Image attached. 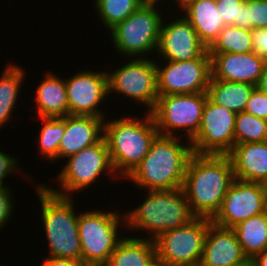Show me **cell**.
Instances as JSON below:
<instances>
[{
	"label": "cell",
	"instance_id": "8fae6325",
	"mask_svg": "<svg viewBox=\"0 0 267 266\" xmlns=\"http://www.w3.org/2000/svg\"><path fill=\"white\" fill-rule=\"evenodd\" d=\"M212 219L195 217L189 223L154 239L156 254L169 266H199Z\"/></svg>",
	"mask_w": 267,
	"mask_h": 266
},
{
	"label": "cell",
	"instance_id": "52a82bcc",
	"mask_svg": "<svg viewBox=\"0 0 267 266\" xmlns=\"http://www.w3.org/2000/svg\"><path fill=\"white\" fill-rule=\"evenodd\" d=\"M159 6L163 5L144 2L123 22L109 30L115 53L132 59L148 58L152 51L156 55L165 15L159 11Z\"/></svg>",
	"mask_w": 267,
	"mask_h": 266
},
{
	"label": "cell",
	"instance_id": "4dcf8cb0",
	"mask_svg": "<svg viewBox=\"0 0 267 266\" xmlns=\"http://www.w3.org/2000/svg\"><path fill=\"white\" fill-rule=\"evenodd\" d=\"M224 24L243 27L246 0H216Z\"/></svg>",
	"mask_w": 267,
	"mask_h": 266
},
{
	"label": "cell",
	"instance_id": "9c48e42d",
	"mask_svg": "<svg viewBox=\"0 0 267 266\" xmlns=\"http://www.w3.org/2000/svg\"><path fill=\"white\" fill-rule=\"evenodd\" d=\"M207 97V92L158 96L151 114L159 135L176 137V131H183L181 137L190 141L200 127Z\"/></svg>",
	"mask_w": 267,
	"mask_h": 266
},
{
	"label": "cell",
	"instance_id": "ab89813d",
	"mask_svg": "<svg viewBox=\"0 0 267 266\" xmlns=\"http://www.w3.org/2000/svg\"><path fill=\"white\" fill-rule=\"evenodd\" d=\"M146 266H169L163 259L155 254L146 264Z\"/></svg>",
	"mask_w": 267,
	"mask_h": 266
},
{
	"label": "cell",
	"instance_id": "836d02e7",
	"mask_svg": "<svg viewBox=\"0 0 267 266\" xmlns=\"http://www.w3.org/2000/svg\"><path fill=\"white\" fill-rule=\"evenodd\" d=\"M244 111L267 120V95L255 87Z\"/></svg>",
	"mask_w": 267,
	"mask_h": 266
},
{
	"label": "cell",
	"instance_id": "ba28073f",
	"mask_svg": "<svg viewBox=\"0 0 267 266\" xmlns=\"http://www.w3.org/2000/svg\"><path fill=\"white\" fill-rule=\"evenodd\" d=\"M64 168L60 169L57 176L59 190L51 185L44 184L51 192L63 197H71L73 194L78 193L98 181L105 173L110 175V178L115 182L119 177L115 176L113 170L109 151L102 138L98 143L93 146L87 147L79 151L77 154L72 155L65 161ZM99 178V179H98Z\"/></svg>",
	"mask_w": 267,
	"mask_h": 266
},
{
	"label": "cell",
	"instance_id": "44dd1931",
	"mask_svg": "<svg viewBox=\"0 0 267 266\" xmlns=\"http://www.w3.org/2000/svg\"><path fill=\"white\" fill-rule=\"evenodd\" d=\"M178 13L195 29L200 41L207 47L217 39L225 27L223 18L218 12L216 0H193Z\"/></svg>",
	"mask_w": 267,
	"mask_h": 266
},
{
	"label": "cell",
	"instance_id": "7bdbcfd3",
	"mask_svg": "<svg viewBox=\"0 0 267 266\" xmlns=\"http://www.w3.org/2000/svg\"><path fill=\"white\" fill-rule=\"evenodd\" d=\"M144 2H147V3H159L161 2V0H143Z\"/></svg>",
	"mask_w": 267,
	"mask_h": 266
},
{
	"label": "cell",
	"instance_id": "5b68a950",
	"mask_svg": "<svg viewBox=\"0 0 267 266\" xmlns=\"http://www.w3.org/2000/svg\"><path fill=\"white\" fill-rule=\"evenodd\" d=\"M143 202L124 213L125 228L146 233L141 238L154 240L162 233L174 230L195 218L182 188L145 191Z\"/></svg>",
	"mask_w": 267,
	"mask_h": 266
},
{
	"label": "cell",
	"instance_id": "f546056e",
	"mask_svg": "<svg viewBox=\"0 0 267 266\" xmlns=\"http://www.w3.org/2000/svg\"><path fill=\"white\" fill-rule=\"evenodd\" d=\"M267 141V120L248 112L236 115L234 127V145Z\"/></svg>",
	"mask_w": 267,
	"mask_h": 266
},
{
	"label": "cell",
	"instance_id": "ac0fdd59",
	"mask_svg": "<svg viewBox=\"0 0 267 266\" xmlns=\"http://www.w3.org/2000/svg\"><path fill=\"white\" fill-rule=\"evenodd\" d=\"M248 259L232 228L209 225L199 266H234Z\"/></svg>",
	"mask_w": 267,
	"mask_h": 266
},
{
	"label": "cell",
	"instance_id": "9a60e30c",
	"mask_svg": "<svg viewBox=\"0 0 267 266\" xmlns=\"http://www.w3.org/2000/svg\"><path fill=\"white\" fill-rule=\"evenodd\" d=\"M85 70L65 79L69 115L106 119V113L100 106L104 105L106 97L109 99L107 72Z\"/></svg>",
	"mask_w": 267,
	"mask_h": 266
},
{
	"label": "cell",
	"instance_id": "d590c367",
	"mask_svg": "<svg viewBox=\"0 0 267 266\" xmlns=\"http://www.w3.org/2000/svg\"><path fill=\"white\" fill-rule=\"evenodd\" d=\"M253 50L267 62V28H254L251 30Z\"/></svg>",
	"mask_w": 267,
	"mask_h": 266
},
{
	"label": "cell",
	"instance_id": "484cf974",
	"mask_svg": "<svg viewBox=\"0 0 267 266\" xmlns=\"http://www.w3.org/2000/svg\"><path fill=\"white\" fill-rule=\"evenodd\" d=\"M24 70L20 65L8 63L0 76V129L4 124L7 126L13 118L12 112L15 111L21 92L20 88L26 78Z\"/></svg>",
	"mask_w": 267,
	"mask_h": 266
},
{
	"label": "cell",
	"instance_id": "8992f818",
	"mask_svg": "<svg viewBox=\"0 0 267 266\" xmlns=\"http://www.w3.org/2000/svg\"><path fill=\"white\" fill-rule=\"evenodd\" d=\"M124 220V221H123ZM122 223V224H121ZM124 212L119 210L81 211L78 217V231L81 245V262L84 266H105L109 256L125 237L121 228L125 227ZM122 225L121 227H119ZM120 232V234H119ZM121 235V236H119Z\"/></svg>",
	"mask_w": 267,
	"mask_h": 266
},
{
	"label": "cell",
	"instance_id": "7c38bea8",
	"mask_svg": "<svg viewBox=\"0 0 267 266\" xmlns=\"http://www.w3.org/2000/svg\"><path fill=\"white\" fill-rule=\"evenodd\" d=\"M163 61L166 64L155 61L159 96L207 92L211 78V57L208 50L199 58L189 61Z\"/></svg>",
	"mask_w": 267,
	"mask_h": 266
},
{
	"label": "cell",
	"instance_id": "83f0119b",
	"mask_svg": "<svg viewBox=\"0 0 267 266\" xmlns=\"http://www.w3.org/2000/svg\"><path fill=\"white\" fill-rule=\"evenodd\" d=\"M251 30L226 25L208 48V53H249L254 51Z\"/></svg>",
	"mask_w": 267,
	"mask_h": 266
},
{
	"label": "cell",
	"instance_id": "e0dca14e",
	"mask_svg": "<svg viewBox=\"0 0 267 266\" xmlns=\"http://www.w3.org/2000/svg\"><path fill=\"white\" fill-rule=\"evenodd\" d=\"M211 78L257 85L265 61L254 51L249 53H209Z\"/></svg>",
	"mask_w": 267,
	"mask_h": 266
},
{
	"label": "cell",
	"instance_id": "1f68e13d",
	"mask_svg": "<svg viewBox=\"0 0 267 266\" xmlns=\"http://www.w3.org/2000/svg\"><path fill=\"white\" fill-rule=\"evenodd\" d=\"M243 28H267V1L246 0Z\"/></svg>",
	"mask_w": 267,
	"mask_h": 266
},
{
	"label": "cell",
	"instance_id": "74e56055",
	"mask_svg": "<svg viewBox=\"0 0 267 266\" xmlns=\"http://www.w3.org/2000/svg\"><path fill=\"white\" fill-rule=\"evenodd\" d=\"M256 88L267 95V62H265L263 72L261 74V77H260L257 85H256Z\"/></svg>",
	"mask_w": 267,
	"mask_h": 266
},
{
	"label": "cell",
	"instance_id": "7402d4cb",
	"mask_svg": "<svg viewBox=\"0 0 267 266\" xmlns=\"http://www.w3.org/2000/svg\"><path fill=\"white\" fill-rule=\"evenodd\" d=\"M45 78L36 86L35 103L38 117H66L69 115L65 79L47 70Z\"/></svg>",
	"mask_w": 267,
	"mask_h": 266
},
{
	"label": "cell",
	"instance_id": "3957f363",
	"mask_svg": "<svg viewBox=\"0 0 267 266\" xmlns=\"http://www.w3.org/2000/svg\"><path fill=\"white\" fill-rule=\"evenodd\" d=\"M137 117L124 115L122 118L104 120L105 139L110 161L116 176L125 178L141 163L159 135L151 113Z\"/></svg>",
	"mask_w": 267,
	"mask_h": 266
},
{
	"label": "cell",
	"instance_id": "60d3db41",
	"mask_svg": "<svg viewBox=\"0 0 267 266\" xmlns=\"http://www.w3.org/2000/svg\"><path fill=\"white\" fill-rule=\"evenodd\" d=\"M191 1H193V0H175V2L174 1H172V2L175 4H176V2L178 3V4H176V8L179 7L180 8L179 11H180L183 7H185ZM177 5H178V7H177Z\"/></svg>",
	"mask_w": 267,
	"mask_h": 266
},
{
	"label": "cell",
	"instance_id": "603a6c76",
	"mask_svg": "<svg viewBox=\"0 0 267 266\" xmlns=\"http://www.w3.org/2000/svg\"><path fill=\"white\" fill-rule=\"evenodd\" d=\"M255 87L248 83L210 79L207 95L212 102L238 114L245 110Z\"/></svg>",
	"mask_w": 267,
	"mask_h": 266
},
{
	"label": "cell",
	"instance_id": "cb8c5ba5",
	"mask_svg": "<svg viewBox=\"0 0 267 266\" xmlns=\"http://www.w3.org/2000/svg\"><path fill=\"white\" fill-rule=\"evenodd\" d=\"M134 236L125 235L105 266H146L156 254L154 240Z\"/></svg>",
	"mask_w": 267,
	"mask_h": 266
},
{
	"label": "cell",
	"instance_id": "30bf717a",
	"mask_svg": "<svg viewBox=\"0 0 267 266\" xmlns=\"http://www.w3.org/2000/svg\"><path fill=\"white\" fill-rule=\"evenodd\" d=\"M108 78V93L122 94L145 106V112L151 113L158 100L157 68L153 57L129 58L115 70L106 71Z\"/></svg>",
	"mask_w": 267,
	"mask_h": 266
},
{
	"label": "cell",
	"instance_id": "6da1fadb",
	"mask_svg": "<svg viewBox=\"0 0 267 266\" xmlns=\"http://www.w3.org/2000/svg\"><path fill=\"white\" fill-rule=\"evenodd\" d=\"M234 179L228 155L193 153L188 160L182 186L193 215L213 219Z\"/></svg>",
	"mask_w": 267,
	"mask_h": 266
},
{
	"label": "cell",
	"instance_id": "4fadbf2b",
	"mask_svg": "<svg viewBox=\"0 0 267 266\" xmlns=\"http://www.w3.org/2000/svg\"><path fill=\"white\" fill-rule=\"evenodd\" d=\"M236 115L207 97L200 127L196 135L190 140L193 153L198 155H228L234 147Z\"/></svg>",
	"mask_w": 267,
	"mask_h": 266
},
{
	"label": "cell",
	"instance_id": "8d00e7d4",
	"mask_svg": "<svg viewBox=\"0 0 267 266\" xmlns=\"http://www.w3.org/2000/svg\"><path fill=\"white\" fill-rule=\"evenodd\" d=\"M41 266H84L81 261L65 258L48 257L42 260Z\"/></svg>",
	"mask_w": 267,
	"mask_h": 266
},
{
	"label": "cell",
	"instance_id": "4316f807",
	"mask_svg": "<svg viewBox=\"0 0 267 266\" xmlns=\"http://www.w3.org/2000/svg\"><path fill=\"white\" fill-rule=\"evenodd\" d=\"M43 125L37 138L38 152L51 163L58 160V148L66 130V117H38Z\"/></svg>",
	"mask_w": 267,
	"mask_h": 266
},
{
	"label": "cell",
	"instance_id": "d4e9b609",
	"mask_svg": "<svg viewBox=\"0 0 267 266\" xmlns=\"http://www.w3.org/2000/svg\"><path fill=\"white\" fill-rule=\"evenodd\" d=\"M232 229L248 259L267 249V211L248 218Z\"/></svg>",
	"mask_w": 267,
	"mask_h": 266
},
{
	"label": "cell",
	"instance_id": "f1b7e54d",
	"mask_svg": "<svg viewBox=\"0 0 267 266\" xmlns=\"http://www.w3.org/2000/svg\"><path fill=\"white\" fill-rule=\"evenodd\" d=\"M93 7L97 10L101 23L106 30H111L118 23L123 22L134 13L143 0H93Z\"/></svg>",
	"mask_w": 267,
	"mask_h": 266
},
{
	"label": "cell",
	"instance_id": "2e32d148",
	"mask_svg": "<svg viewBox=\"0 0 267 266\" xmlns=\"http://www.w3.org/2000/svg\"><path fill=\"white\" fill-rule=\"evenodd\" d=\"M179 16L173 17L175 20L171 22L163 19L156 52L162 60L189 61L199 58L208 50L186 18L182 14Z\"/></svg>",
	"mask_w": 267,
	"mask_h": 266
},
{
	"label": "cell",
	"instance_id": "e575fe53",
	"mask_svg": "<svg viewBox=\"0 0 267 266\" xmlns=\"http://www.w3.org/2000/svg\"><path fill=\"white\" fill-rule=\"evenodd\" d=\"M18 160L19 158L17 159L15 155L11 156L0 150V188L9 187L4 184L5 178L9 175H13L15 172L17 173L16 170H21L19 166L17 167V165H19Z\"/></svg>",
	"mask_w": 267,
	"mask_h": 266
},
{
	"label": "cell",
	"instance_id": "b9f144b4",
	"mask_svg": "<svg viewBox=\"0 0 267 266\" xmlns=\"http://www.w3.org/2000/svg\"><path fill=\"white\" fill-rule=\"evenodd\" d=\"M234 266H256L253 259H246L244 262Z\"/></svg>",
	"mask_w": 267,
	"mask_h": 266
},
{
	"label": "cell",
	"instance_id": "f35d334b",
	"mask_svg": "<svg viewBox=\"0 0 267 266\" xmlns=\"http://www.w3.org/2000/svg\"><path fill=\"white\" fill-rule=\"evenodd\" d=\"M253 261L256 266H267V249L257 254Z\"/></svg>",
	"mask_w": 267,
	"mask_h": 266
},
{
	"label": "cell",
	"instance_id": "d6a6232c",
	"mask_svg": "<svg viewBox=\"0 0 267 266\" xmlns=\"http://www.w3.org/2000/svg\"><path fill=\"white\" fill-rule=\"evenodd\" d=\"M10 187L0 188V230L6 227L7 223L14 214V207L16 204L14 193Z\"/></svg>",
	"mask_w": 267,
	"mask_h": 266
},
{
	"label": "cell",
	"instance_id": "5bb4252c",
	"mask_svg": "<svg viewBox=\"0 0 267 266\" xmlns=\"http://www.w3.org/2000/svg\"><path fill=\"white\" fill-rule=\"evenodd\" d=\"M267 211V193L263 183L234 179L212 222L224 228H233L252 216Z\"/></svg>",
	"mask_w": 267,
	"mask_h": 266
},
{
	"label": "cell",
	"instance_id": "ffe728a7",
	"mask_svg": "<svg viewBox=\"0 0 267 266\" xmlns=\"http://www.w3.org/2000/svg\"><path fill=\"white\" fill-rule=\"evenodd\" d=\"M228 156L236 179L263 184L267 180V141L234 145Z\"/></svg>",
	"mask_w": 267,
	"mask_h": 266
},
{
	"label": "cell",
	"instance_id": "277c9868",
	"mask_svg": "<svg viewBox=\"0 0 267 266\" xmlns=\"http://www.w3.org/2000/svg\"><path fill=\"white\" fill-rule=\"evenodd\" d=\"M41 222L48 243V257L81 261V245L78 231L79 213L75 212L74 198L51 192L42 182L35 185Z\"/></svg>",
	"mask_w": 267,
	"mask_h": 266
},
{
	"label": "cell",
	"instance_id": "ee69618b",
	"mask_svg": "<svg viewBox=\"0 0 267 266\" xmlns=\"http://www.w3.org/2000/svg\"><path fill=\"white\" fill-rule=\"evenodd\" d=\"M264 188H265V191L267 193V180L264 182Z\"/></svg>",
	"mask_w": 267,
	"mask_h": 266
},
{
	"label": "cell",
	"instance_id": "d6986e66",
	"mask_svg": "<svg viewBox=\"0 0 267 266\" xmlns=\"http://www.w3.org/2000/svg\"><path fill=\"white\" fill-rule=\"evenodd\" d=\"M104 118L67 115L66 130L58 148V160L77 154L103 138Z\"/></svg>",
	"mask_w": 267,
	"mask_h": 266
},
{
	"label": "cell",
	"instance_id": "7a4b0ae2",
	"mask_svg": "<svg viewBox=\"0 0 267 266\" xmlns=\"http://www.w3.org/2000/svg\"><path fill=\"white\" fill-rule=\"evenodd\" d=\"M178 135H158L147 155L125 179L146 191L182 188L186 166L193 151L190 141Z\"/></svg>",
	"mask_w": 267,
	"mask_h": 266
}]
</instances>
